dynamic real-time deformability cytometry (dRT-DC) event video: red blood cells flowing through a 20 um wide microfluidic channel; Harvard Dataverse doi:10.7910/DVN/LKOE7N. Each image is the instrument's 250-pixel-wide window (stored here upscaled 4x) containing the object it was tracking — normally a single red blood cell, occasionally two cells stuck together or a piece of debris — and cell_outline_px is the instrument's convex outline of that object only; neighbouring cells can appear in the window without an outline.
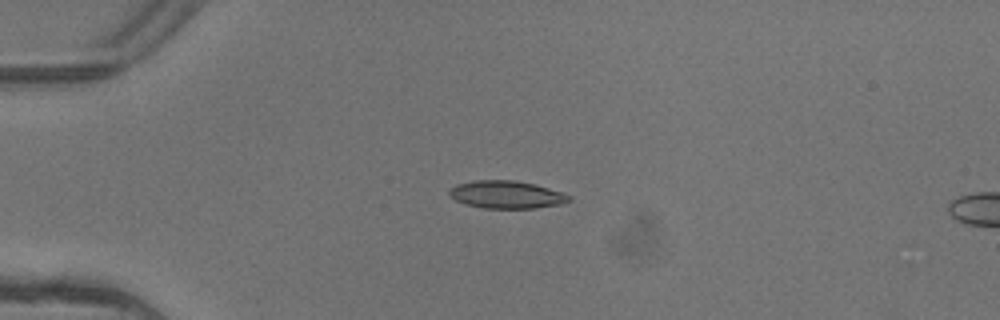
{"species": "common noctule bat (a hibernating species)", "species_latin": "Nyctalus noctula", "temperature_condition": "warm", "stored_images_in_passage": 5, "camera_frame_rate_fps": 3000, "um_per_image_px": 0.085, "animal": {"sex": "female"}, "frame": {"image": 1, "passage_image": 3, "time_ms": 0.667, "image_size_px": [1000, 320], "cell_outline_px": [[572, 200], [560, 204], [536, 208], [484, 208], [464, 204], [448, 196], [448, 192], [456, 184], [476, 180], [516, 180], [536, 184], [564, 192], [572, 196]], "centroid_in_image_um": [43.08, 16.54], "position_along_channel_um": 41.9, "area_um2": 19.54}}